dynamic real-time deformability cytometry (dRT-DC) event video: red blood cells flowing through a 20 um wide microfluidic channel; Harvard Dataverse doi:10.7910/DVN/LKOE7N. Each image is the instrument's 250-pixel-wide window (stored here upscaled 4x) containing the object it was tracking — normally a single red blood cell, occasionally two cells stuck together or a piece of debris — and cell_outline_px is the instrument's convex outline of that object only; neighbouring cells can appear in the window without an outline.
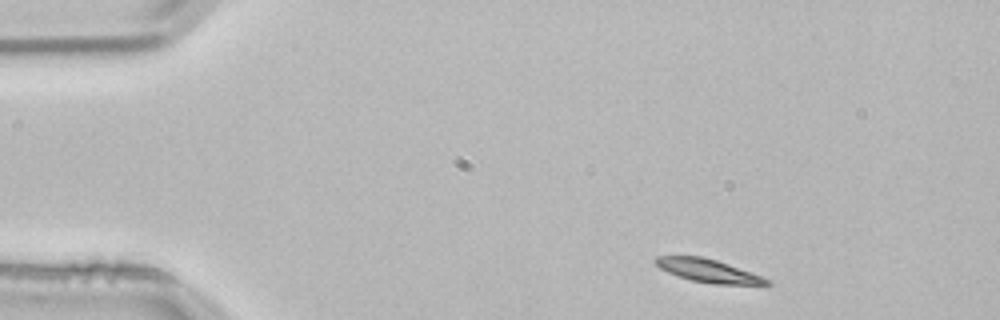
{"species": "common noctule bat (a hibernating species)", "species_latin": "Nyctalus noctula", "temperature_condition": "room temperature", "stored_images_in_passage": 3, "camera_frame_rate_fps": 3000, "um_per_image_px": 0.085, "animal": {"sex": "male", "body_mass_g": 21.5, "forearm_length_mm": 52.0}, "frame": {"image": 1, "passage_image": 1, "time_ms": 0.0, "image_size_px": [1000, 320], "cell_outline_px": [[772, 284], [716, 284], [692, 280], [668, 272], [660, 268], [652, 260], [656, 256], [704, 256], [728, 264], [760, 276], [768, 280]], "centroid_in_image_um": [60.13, 22.99], "position_along_channel_um": 24.9, "area_um2": 14.57}}
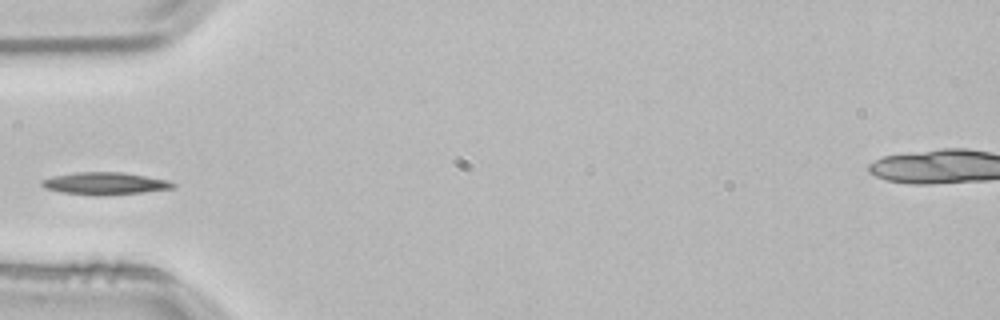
{"frame": {"image": 2, "passage_image": 3, "time_ms": 0.667, "image_size_px": [1000, 320], "cell_outline_px": [[176, 188], [144, 192], [96, 196], [60, 192], [44, 188], [40, 184], [40, 180], [52, 176], [76, 172], [124, 172], [168, 180], [176, 184]], "centroid_in_image_um": [8.9, 15.59], "position_along_channel_um": 76.1, "area_um2": 17.28}}